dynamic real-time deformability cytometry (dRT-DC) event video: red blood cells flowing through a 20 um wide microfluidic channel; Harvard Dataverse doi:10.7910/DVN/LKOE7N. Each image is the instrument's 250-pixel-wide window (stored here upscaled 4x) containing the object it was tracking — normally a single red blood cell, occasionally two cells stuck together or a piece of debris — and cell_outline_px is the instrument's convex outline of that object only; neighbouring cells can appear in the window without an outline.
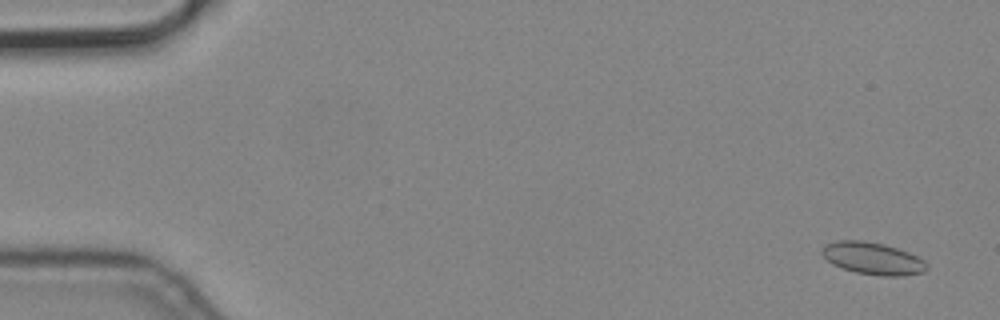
{"species": "common noctule bat (a hibernating species)", "species_latin": "Nyctalus noctula", "temperature_condition": "cold", "stored_images_in_passage": 5, "camera_frame_rate_fps": 3000, "um_per_image_px": 0.085, "animal": {"sex": "male", "body_mass_g": 19.2, "forearm_length_mm": 51.8}, "frame": {"image": 1, "passage_image": 1, "time_ms": 0.0, "image_size_px": [1000, 320], "cell_outline_px": [[928, 268], [924, 272], [904, 276], [880, 276], [856, 272], [832, 264], [820, 252], [824, 244], [836, 240], [864, 240], [884, 244], [908, 252], [924, 260], [928, 264]], "centroid_in_image_um": [74.19, 21.96], "position_along_channel_um": 10.8, "area_um2": 19.77}}
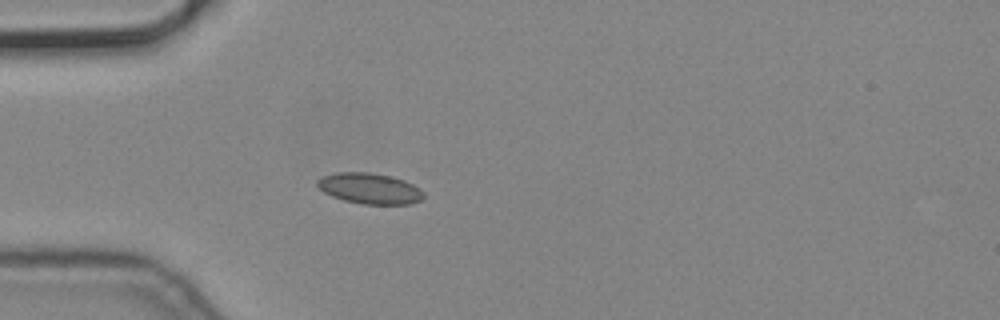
{"frame": {"image": 2, "passage_image": 5, "time_ms": 1.333, "image_size_px": [1000, 320], "cell_outline_px": [[424, 196], [420, 200], [408, 204], [364, 204], [344, 200], [332, 196], [324, 192], [316, 184], [316, 180], [324, 176], [336, 172], [368, 172], [392, 176], [404, 180], [420, 188], [424, 192]], "centroid_in_image_um": [31.43, 16.01], "position_along_channel_um": 53.6, "area_um2": 19.02}}